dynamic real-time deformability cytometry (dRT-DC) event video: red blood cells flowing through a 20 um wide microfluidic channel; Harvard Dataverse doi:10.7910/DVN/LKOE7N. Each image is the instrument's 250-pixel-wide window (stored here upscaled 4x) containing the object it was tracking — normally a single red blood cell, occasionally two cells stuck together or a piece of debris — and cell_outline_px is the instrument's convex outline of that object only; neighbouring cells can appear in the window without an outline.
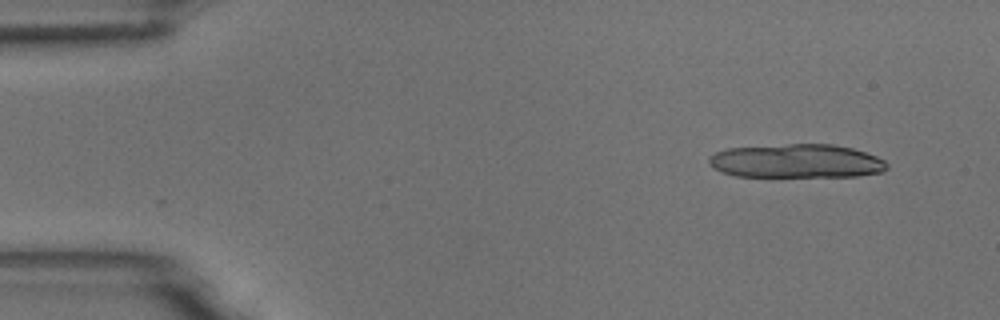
{"species": "common noctule bat (a hibernating species)", "species_latin": "Nyctalus noctula", "temperature_condition": "room temperature", "stored_images_in_passage": 15, "camera_frame_rate_fps": 3000, "um_per_image_px": 0.085, "animal": {"sex": "male", "body_mass_g": 18.8}, "frame": {"image": 1, "passage_image": 5, "time_ms": 1.333, "image_size_px": [1000, 320], "cell_outline_px": [[888, 168], [884, 172], [856, 176], [736, 176], [720, 172], [708, 164], [708, 156], [716, 152], [728, 148], [788, 144], [832, 144], [852, 148], [876, 156], [884, 160], [888, 164]], "centroid_in_image_um": [67.69, 13.69], "position_along_channel_um": 17.3, "area_um2": 35.14}}